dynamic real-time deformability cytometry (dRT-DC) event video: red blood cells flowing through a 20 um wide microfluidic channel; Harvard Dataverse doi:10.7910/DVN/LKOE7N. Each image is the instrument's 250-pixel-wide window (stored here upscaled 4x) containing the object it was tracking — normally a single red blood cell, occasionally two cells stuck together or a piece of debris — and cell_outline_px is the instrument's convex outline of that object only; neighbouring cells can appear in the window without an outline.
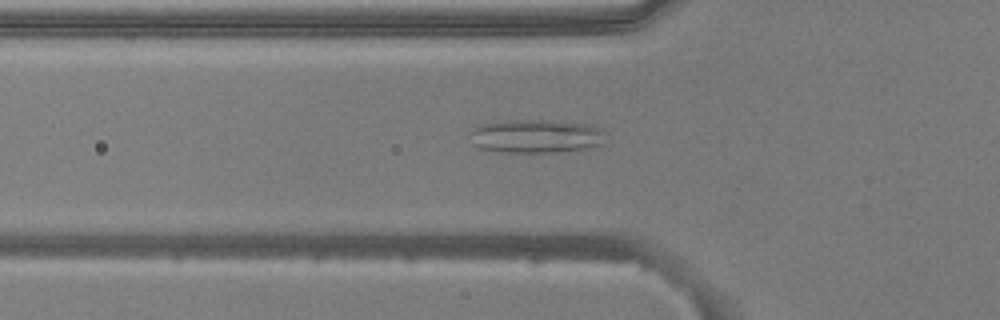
{"species": "common noctule bat (a hibernating species)", "species_latin": "Nyctalus noctula", "temperature_condition": "warm", "stored_images_in_passage": 50, "camera_frame_rate_fps": 3000, "um_per_image_px": 0.085, "animal": {"sex": "male", "body_mass_g": 20.5, "forearm_length_mm": 52.5}, "frame": {"image": 1, "passage_image": 17, "time_ms": 5.333, "image_size_px": [1000, 320], "cell_outline_px": [[600, 144], [584, 148], [556, 152], [504, 152], [480, 148], [472, 144], [468, 132], [476, 124], [508, 120], [544, 120], [588, 124], [600, 128]], "centroid_in_image_um": [45.39, 11.56], "position_along_channel_um": 80.4, "area_um2": 26.24}}
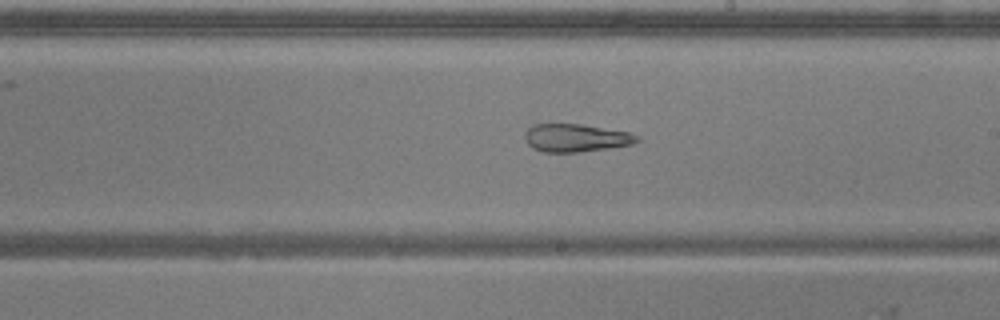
{"frame": {"image": 2, "passage_image": 29, "time_ms": 9.333, "image_size_px": [1000, 320], "cell_outline_px": [[640, 140], [632, 144], [608, 148], [580, 152], [544, 152], [532, 148], [528, 144], [524, 136], [528, 128], [532, 124], [580, 124], [628, 132], [640, 136]], "centroid_in_image_um": [48.94, 11.72], "position_along_channel_um": 240.1, "area_um2": 18.21}}
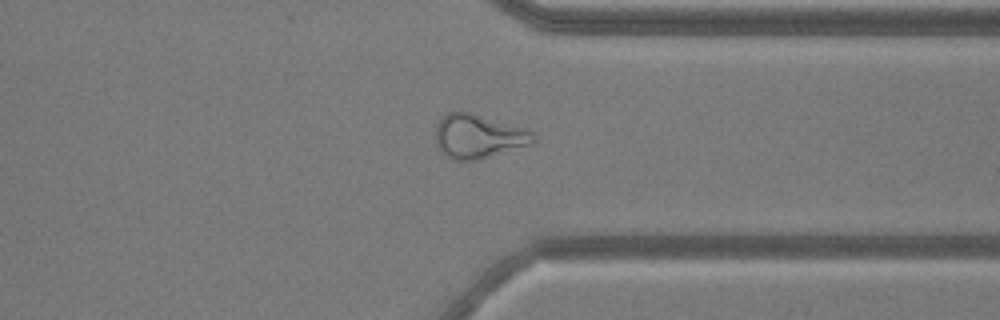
{"frame": {"image": 3, "passage_image": 39, "time_ms": 12.667, "image_size_px": [1000, 320], "cell_outline_px": [[536, 140], [532, 144], [480, 160], [452, 160], [436, 144], [436, 124], [448, 112], [472, 112], [536, 132]], "centroid_in_image_um": [40.71, 11.59], "position_along_channel_um": 370.7, "area_um2": 25.09}, "authors_computed_cell_mechanics": {"area_um2": 25.8077, "velocity_mm_per_s": 3.9632, "shape_relaxation_time_tau1_ms": null, "shape_relaxation_time_tau2_ms": 2.7981, "deformation_change_tau1": null, "deformation_change_tau2": 0.1327}}